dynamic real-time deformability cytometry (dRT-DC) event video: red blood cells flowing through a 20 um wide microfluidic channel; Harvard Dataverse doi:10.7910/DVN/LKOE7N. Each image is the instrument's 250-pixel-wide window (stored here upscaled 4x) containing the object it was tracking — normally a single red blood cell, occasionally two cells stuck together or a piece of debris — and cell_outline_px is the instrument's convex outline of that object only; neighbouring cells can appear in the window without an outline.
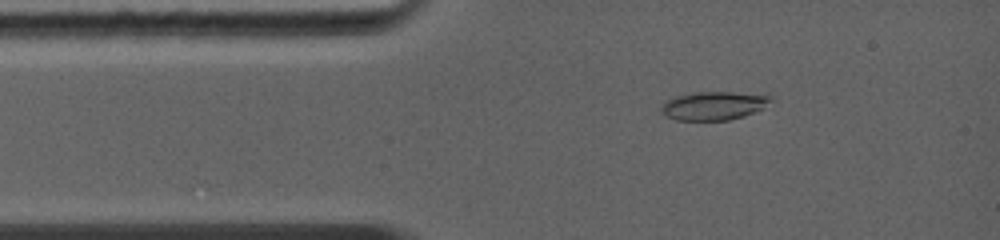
{"species": "common noctule bat (a hibernating species)", "species_latin": "Nyctalus noctula", "temperature_condition": "warm", "stored_images_in_passage": 30, "camera_frame_rate_fps": 5000, "um_per_image_px": 0.085, "animal": {"sex": "female", "body_mass_g": 19.0, "forearm_length_mm": 56.7}, "frame": {"image": 1, "passage_image": 4, "time_ms": 1.4, "image_size_px": [1000, 240], "cell_outline_px": [[772, 100], [760, 108], [744, 116], [728, 120], [676, 120], [664, 116], [660, 112], [660, 104], [664, 100], [672, 96], [692, 92], [732, 92], [772, 96]], "centroid_in_image_um": [60.52, 8.98], "position_along_channel_um": 24.5, "area_um2": 18.26}}
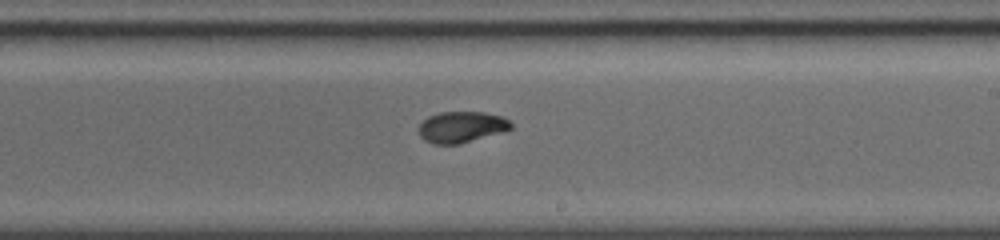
{"frame": {"image": 2, "passage_image": 15, "time_ms": 7.0, "image_size_px": [1000, 240], "cell_outline_px": [[512, 128], [504, 132], [460, 144], [432, 144], [424, 140], [420, 136], [420, 124], [428, 116], [440, 112], [484, 112], [500, 116], [508, 120], [512, 124]], "centroid_in_image_um": [39.24, 10.8], "position_along_channel_um": 249.8, "area_um2": 16.76}}
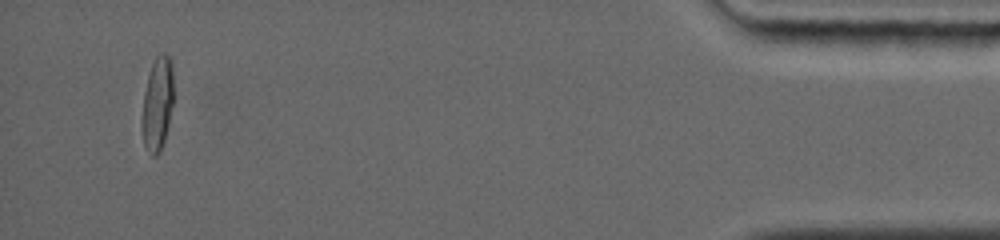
{"frame": {"image": 3, "passage_image": 27, "time_ms": 13.0, "image_size_px": [1000, 240], "cell_outline_px": [[172, 104], [168, 124], [164, 140], [160, 152], [156, 156], [152, 156], [144, 144], [140, 124], [144, 92], [148, 76], [152, 64], [156, 56], [164, 52], [172, 56]], "centroid_in_image_um": [13.36, 8.8], "position_along_channel_um": 421.8, "area_um2": 17.28}}